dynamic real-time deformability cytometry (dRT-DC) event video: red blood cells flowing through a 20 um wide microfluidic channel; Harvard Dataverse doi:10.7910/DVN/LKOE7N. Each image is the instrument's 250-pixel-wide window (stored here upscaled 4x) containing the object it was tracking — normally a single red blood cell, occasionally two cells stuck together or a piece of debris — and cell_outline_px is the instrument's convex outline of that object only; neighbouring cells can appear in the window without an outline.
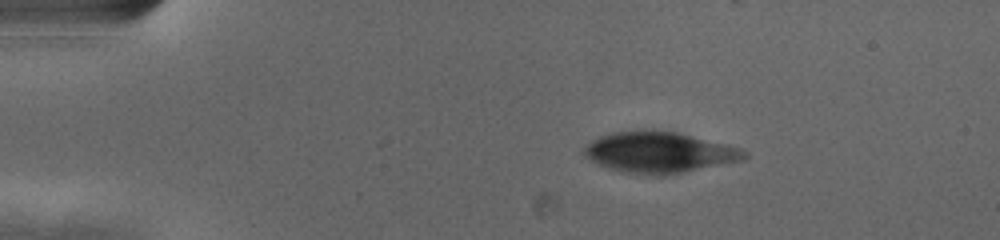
{"species": "human", "species_latin": "Homo sapiens", "temperature_condition": "cold", "stored_images_in_passage": 23, "camera_frame_rate_fps": 3000, "um_per_image_px": 0.085, "donor": {"sex": "female"}, "frame": {"image": 1, "passage_image": 1, "time_ms": 0.0, "image_size_px": [1000, 240], "cell_outline_px": [[748, 156], [744, 160], [664, 176], [660, 176], [628, 172], [608, 168], [596, 164], [584, 156], [584, 148], [592, 140], [600, 136], [612, 132], [648, 128], [652, 128], [676, 132], [728, 144], [740, 148], [748, 152]], "centroid_in_image_um": [56.05, 12.93], "position_along_channel_um": 29.0, "area_um2": 38.67}}
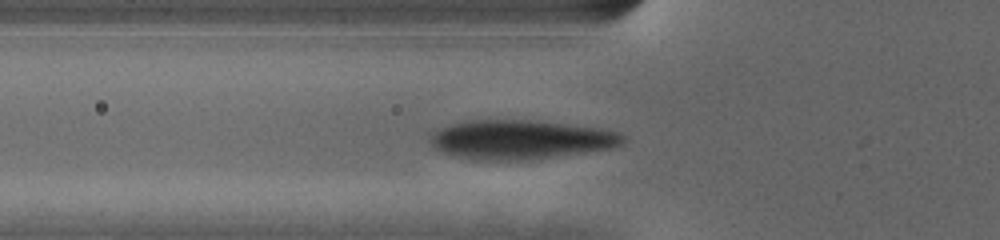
{"frame": {"image": 2, "passage_image": 11, "time_ms": 3.333, "image_size_px": [1000, 240], "cell_outline_px": [[628, 140], [620, 144], [608, 148], [580, 152], [548, 156], [508, 160], [496, 160], [468, 156], [444, 152], [432, 144], [432, 136], [436, 132], [448, 124], [464, 120], [528, 120], [600, 128], [620, 132]], "centroid_in_image_um": [44.31, 11.82], "position_along_channel_um": 81.5, "area_um2": 42.14}}
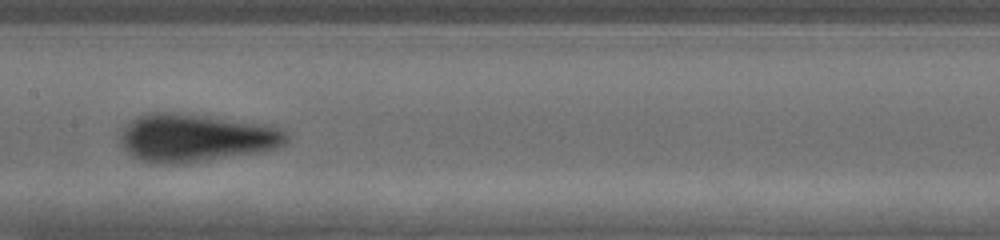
{"frame": {"image": 3, "passage_image": 20, "time_ms": 6.333, "image_size_px": [1000, 240], "cell_outline_px": [[288, 140], [284, 144], [272, 148], [252, 152], [196, 160], [144, 160], [136, 156], [120, 140], [120, 136], [124, 128], [132, 120], [140, 116], [152, 112], [164, 112], [196, 116], [252, 124], [276, 128], [284, 132], [288, 136]], "centroid_in_image_um": [16.61, 11.67], "position_along_channel_um": 190.8, "area_um2": 42.37}}